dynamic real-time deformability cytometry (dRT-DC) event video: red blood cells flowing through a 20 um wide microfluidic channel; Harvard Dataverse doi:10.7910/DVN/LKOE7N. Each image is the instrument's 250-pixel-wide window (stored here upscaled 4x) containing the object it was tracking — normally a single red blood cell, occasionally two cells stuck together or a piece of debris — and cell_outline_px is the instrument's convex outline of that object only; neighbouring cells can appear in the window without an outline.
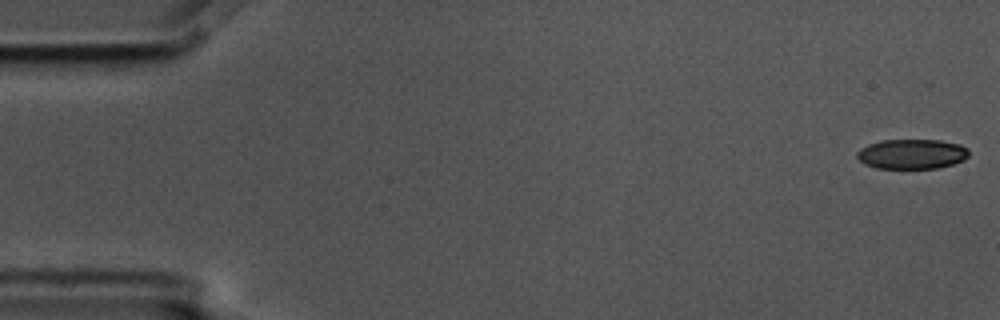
{"species": "common noctule bat (a hibernating species)", "species_latin": "Nyctalus noctula", "temperature_condition": "cold", "stored_images_in_passage": 6, "camera_frame_rate_fps": 3000, "um_per_image_px": 0.085, "animal": {"sex": "male", "body_mass_g": 17.5, "forearm_length_mm": 52.3}, "frame": {"image": 1, "passage_image": 1, "time_ms": 0.0, "image_size_px": [1000, 320], "cell_outline_px": [[968, 156], [964, 160], [952, 164], [936, 168], [876, 168], [864, 164], [856, 156], [856, 152], [860, 148], [868, 144], [880, 140], [940, 140], [960, 144], [968, 148]], "centroid_in_image_um": [77.49, 13.08], "position_along_channel_um": 7.5, "area_um2": 19.54}}
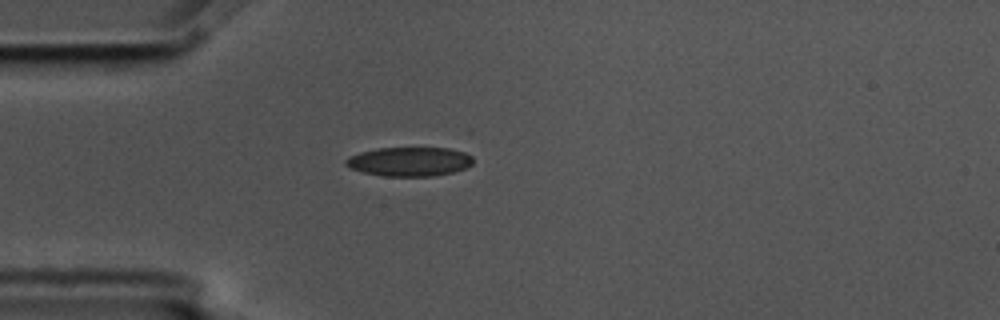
{"frame": {"image": 2, "passage_image": 5, "time_ms": 1.333, "image_size_px": [1000, 320], "cell_outline_px": [[472, 164], [464, 168], [452, 172], [432, 176], [384, 176], [364, 172], [352, 168], [344, 164], [344, 160], [348, 156], [360, 152], [376, 148], [448, 148], [464, 152], [472, 156]], "centroid_in_image_um": [34.77, 13.73], "position_along_channel_um": 50.2, "area_um2": 21.5}}